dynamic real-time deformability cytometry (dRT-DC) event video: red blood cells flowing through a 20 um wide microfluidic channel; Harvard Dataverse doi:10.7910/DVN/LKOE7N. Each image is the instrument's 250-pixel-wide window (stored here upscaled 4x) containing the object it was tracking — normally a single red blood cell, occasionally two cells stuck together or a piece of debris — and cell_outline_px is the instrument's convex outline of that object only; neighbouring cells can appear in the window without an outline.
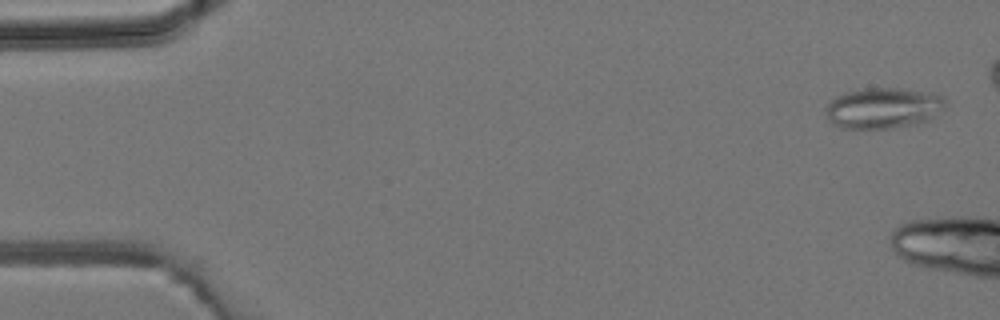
{"species": "common noctule bat (a hibernating species)", "species_latin": "Nyctalus noctula", "temperature_condition": "room temperature", "stored_images_in_passage": 6, "camera_frame_rate_fps": 3000, "um_per_image_px": 0.085, "animal": {"sex": "male", "body_mass_g": 19.2, "forearm_length_mm": 51.8}, "frame": {"image": 1, "passage_image": 2, "time_ms": 0.333, "image_size_px": [1000, 320], "cell_outline_px": [[948, 100], [944, 108], [928, 120], [912, 124], [892, 128], [840, 128], [832, 124], [828, 120], [824, 108], [836, 96], [844, 92], [864, 88], [900, 88], [944, 96]], "centroid_in_image_um": [75.04, 9.18], "position_along_channel_um": 10.0, "area_um2": 28.44}}